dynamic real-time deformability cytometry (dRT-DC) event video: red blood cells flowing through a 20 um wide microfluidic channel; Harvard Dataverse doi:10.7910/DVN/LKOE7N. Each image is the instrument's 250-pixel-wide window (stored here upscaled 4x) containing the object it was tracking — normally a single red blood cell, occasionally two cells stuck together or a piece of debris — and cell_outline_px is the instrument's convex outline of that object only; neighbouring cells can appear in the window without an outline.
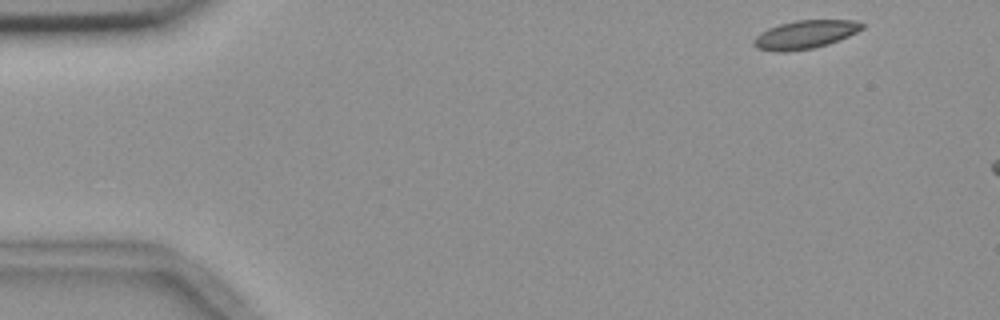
{"species": "common noctule bat (a hibernating species)", "species_latin": "Nyctalus noctula", "temperature_condition": "room temperature", "stored_images_in_passage": 8, "camera_frame_rate_fps": 3000, "um_per_image_px": 0.085, "animal": {"sex": "female", "body_mass_g": 18.4}, "frame": {"image": 1, "passage_image": 1, "time_ms": 0.0, "image_size_px": [1000, 320], "cell_outline_px": [[864, 28], [840, 40], [828, 44], [812, 48], [784, 52], [776, 52], [756, 48], [752, 44], [752, 40], [760, 32], [768, 28], [780, 24], [796, 20], [856, 20], [864, 24]], "centroid_in_image_um": [68.41, 2.94], "position_along_channel_um": 16.6, "area_um2": 17.98}}